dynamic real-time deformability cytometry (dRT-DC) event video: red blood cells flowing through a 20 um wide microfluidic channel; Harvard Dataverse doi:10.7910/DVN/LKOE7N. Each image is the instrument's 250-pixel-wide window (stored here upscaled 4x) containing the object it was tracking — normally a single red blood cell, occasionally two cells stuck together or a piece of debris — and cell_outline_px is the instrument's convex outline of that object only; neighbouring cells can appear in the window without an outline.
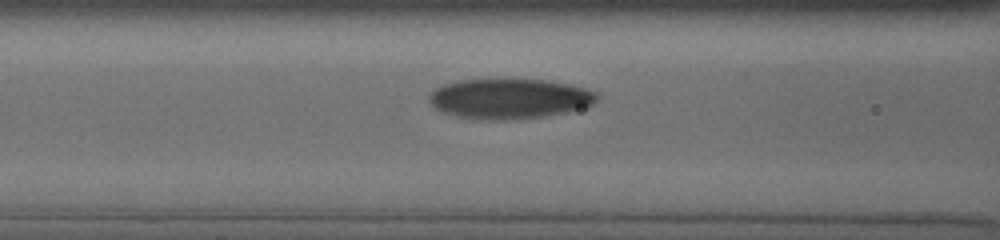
{"species": "human", "species_latin": "Homo sapiens", "temperature_condition": "cold", "stored_images_in_passage": 31, "camera_frame_rate_fps": 3000, "um_per_image_px": 0.085, "donor": {"sex": "male"}, "frame": {"image": 1, "passage_image": 8, "time_ms": 2.667, "image_size_px": [1000, 240], "cell_outline_px": [[600, 96], [592, 104], [564, 112], [544, 116], [500, 120], [488, 120], [456, 116], [444, 112], [436, 108], [428, 100], [428, 92], [444, 84], [456, 80], [492, 76], [504, 76], [548, 80], [568, 84], [584, 88], [596, 92]], "centroid_in_image_um": [43.23, 8.32], "position_along_channel_um": 123.4, "area_um2": 40.29}}
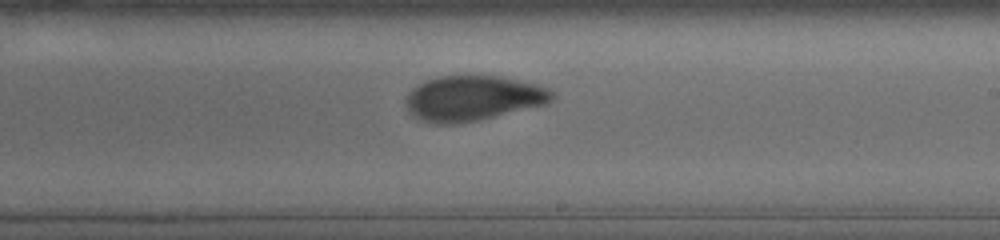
{"frame": {"image": 2, "passage_image": 17, "time_ms": 6.0, "image_size_px": [1000, 240], "cell_outline_px": [[556, 96], [552, 100], [544, 104], [480, 120], [460, 124], [436, 124], [420, 120], [412, 116], [408, 112], [404, 104], [404, 100], [408, 92], [416, 84], [424, 80], [440, 76], [500, 76], [536, 84], [548, 88]], "centroid_in_image_um": [40.12, 8.36], "position_along_channel_um": 248.9, "area_um2": 38.84}}
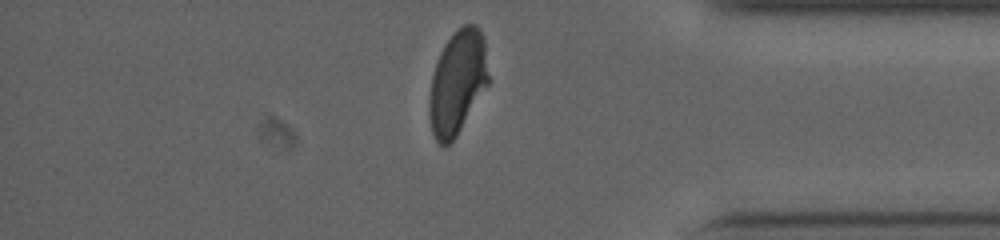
{"frame": {"image": 3, "passage_image": 28, "time_ms": 10.333, "image_size_px": [1000, 240], "cell_outline_px": [[488, 84], [456, 136], [444, 148], [436, 140], [432, 132], [428, 112], [428, 100], [432, 76], [440, 52], [444, 44], [456, 28], [464, 24], [476, 24], [480, 28], [484, 36], [488, 76]], "centroid_in_image_um": [38.87, 6.97], "position_along_channel_um": 396.3, "area_um2": 35.89}, "authors_computed_cell_mechanics": {"area_um2": 38.148, "velocity_mm_per_s": 3.7686, "shape_relaxation_time_tau1_ms": 3.7509, "shape_relaxation_time_tau2_ms": 1.2402, "deformation_change_tau1": 0.1578, "deformation_change_tau2": 0.0637}}